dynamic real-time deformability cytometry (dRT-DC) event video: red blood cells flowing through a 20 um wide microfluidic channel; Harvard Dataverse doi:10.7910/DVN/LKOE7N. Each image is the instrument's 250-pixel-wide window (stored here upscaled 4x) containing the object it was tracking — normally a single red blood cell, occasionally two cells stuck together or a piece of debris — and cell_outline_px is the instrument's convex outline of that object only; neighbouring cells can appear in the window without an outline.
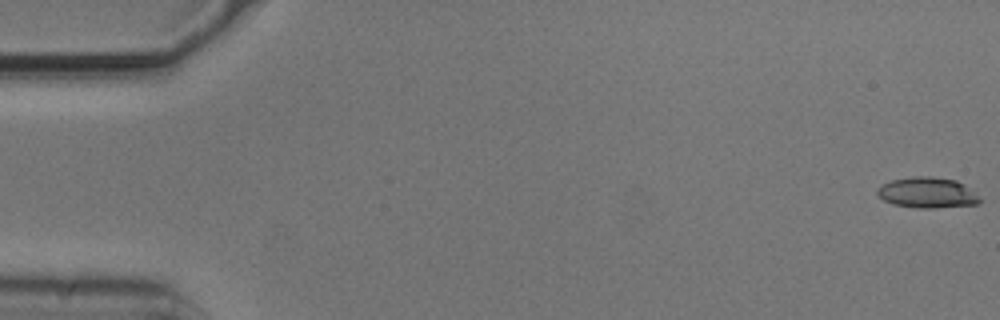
{"species": "common noctule bat (a hibernating species)", "species_latin": "Nyctalus noctula", "temperature_condition": "cold", "stored_images_in_passage": 55, "camera_frame_rate_fps": 3000, "um_per_image_px": 0.085, "animal": {"sex": "male", "body_mass_g": 20.5, "forearm_length_mm": 52.5}, "frame": {"image": 1, "passage_image": 1, "time_ms": 0.0, "image_size_px": [1000, 320], "cell_outline_px": [[980, 200], [976, 204], [936, 208], [920, 208], [892, 204], [884, 200], [876, 192], [876, 188], [892, 180], [912, 176], [932, 176], [956, 180], [964, 184]], "centroid_in_image_um": [78.78, 16.37], "position_along_channel_um": 6.2, "area_um2": 18.09}}
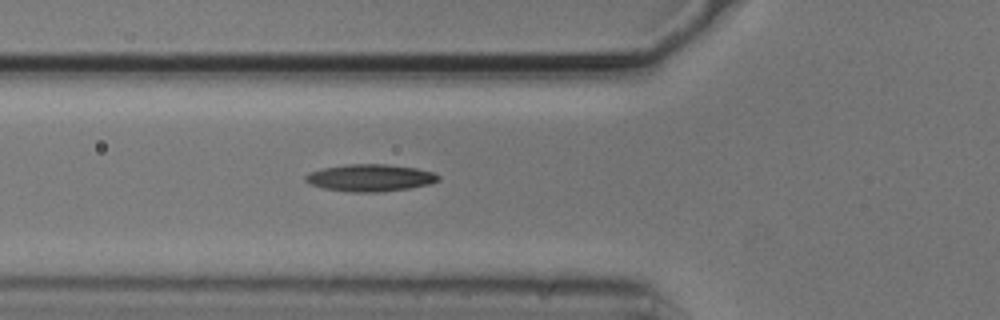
{"frame": {"image": 2, "passage_image": 20, "time_ms": 6.333, "image_size_px": [1000, 320], "cell_outline_px": [[440, 180], [428, 184], [408, 188], [380, 192], [352, 192], [324, 188], [308, 184], [304, 180], [304, 176], [308, 172], [324, 168], [348, 164], [388, 164], [416, 168], [436, 172], [440, 176]], "centroid_in_image_um": [31.46, 15.11], "position_along_channel_um": 94.3, "area_um2": 21.1}}
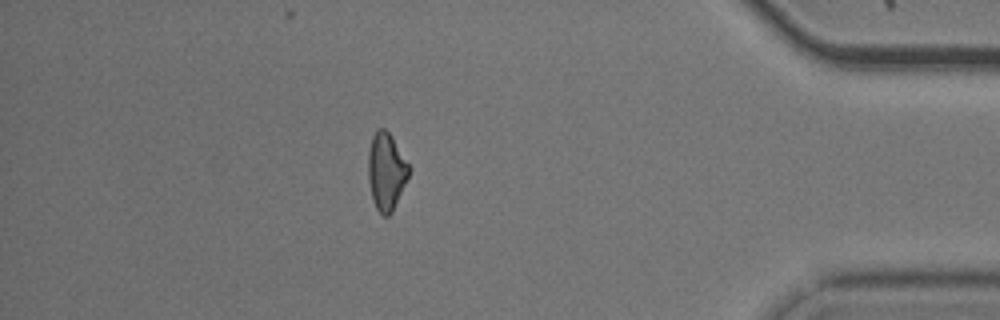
{"frame": {"image": 3, "passage_image": 48, "time_ms": 15.667, "image_size_px": [1000, 320], "cell_outline_px": [[412, 168], [392, 212], [388, 216], [384, 216], [376, 208], [372, 200], [368, 180], [368, 152], [372, 136], [376, 128], [384, 128], [392, 136]], "centroid_in_image_um": [32.83, 14.54], "position_along_channel_um": 402.4, "area_um2": 18.55}, "authors_computed_cell_mechanics": {"area_um2": 18.9006, "velocity_mm_per_s": 3.7281, "shape_relaxation_time_tau1_ms": 9.8642, "shape_relaxation_time_tau2_ms": null, "deformation_change_tau1": 0.1934, "deformation_change_tau2": null}}